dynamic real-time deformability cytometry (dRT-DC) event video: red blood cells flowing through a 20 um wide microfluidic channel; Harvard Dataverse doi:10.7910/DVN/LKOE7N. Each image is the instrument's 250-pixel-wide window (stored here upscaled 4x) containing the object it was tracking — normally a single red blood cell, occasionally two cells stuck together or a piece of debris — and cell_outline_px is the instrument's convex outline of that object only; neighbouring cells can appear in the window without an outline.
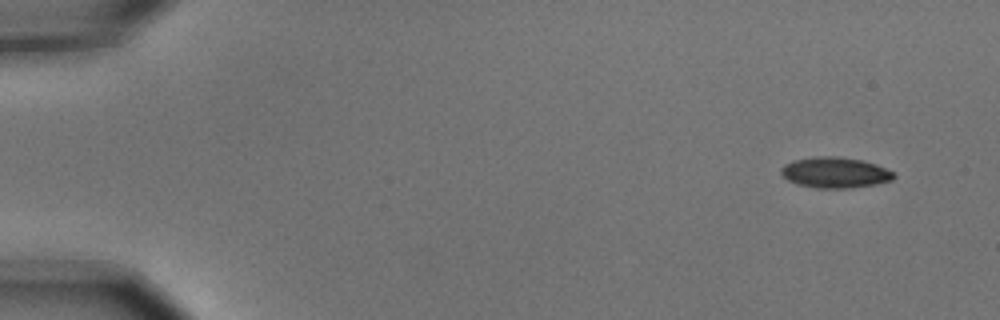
{"species": "common noctule bat (a hibernating species)", "species_latin": "Nyctalus noctula", "temperature_condition": "cold", "stored_images_in_passage": 4, "camera_frame_rate_fps": 3000, "um_per_image_px": 0.085, "animal": {"sex": "male", "body_mass_g": 15.6}, "frame": {"image": 1, "passage_image": 1, "time_ms": 0.0, "image_size_px": [1000, 320], "cell_outline_px": [[896, 176], [892, 180], [876, 184], [852, 188], [816, 188], [796, 184], [788, 180], [780, 172], [780, 168], [784, 164], [792, 160], [816, 156], [836, 156], [864, 160], [876, 164], [896, 172]], "centroid_in_image_um": [70.99, 14.66], "position_along_channel_um": 14.0, "area_um2": 20.52}}
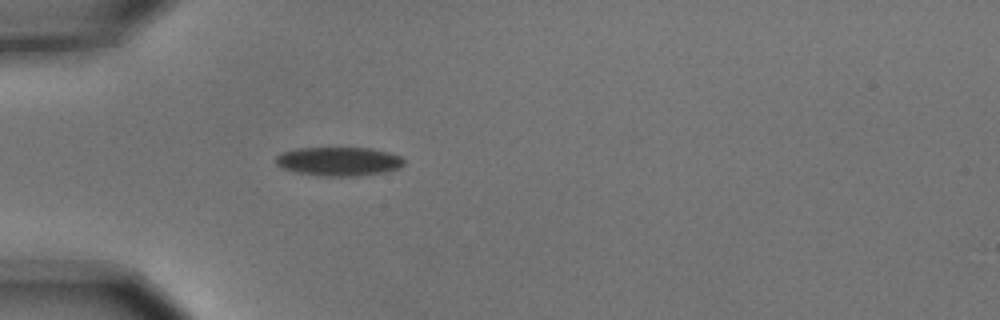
{"frame": {"image": 2, "passage_image": 4, "time_ms": 1.0, "image_size_px": [1000, 320], "cell_outline_px": [[404, 164], [400, 168], [384, 172], [352, 176], [324, 176], [296, 172], [284, 168], [276, 164], [276, 156], [280, 152], [296, 148], [372, 148], [388, 152], [400, 156], [404, 160]], "centroid_in_image_um": [28.79, 13.71], "position_along_channel_um": 56.2, "area_um2": 21.5}}